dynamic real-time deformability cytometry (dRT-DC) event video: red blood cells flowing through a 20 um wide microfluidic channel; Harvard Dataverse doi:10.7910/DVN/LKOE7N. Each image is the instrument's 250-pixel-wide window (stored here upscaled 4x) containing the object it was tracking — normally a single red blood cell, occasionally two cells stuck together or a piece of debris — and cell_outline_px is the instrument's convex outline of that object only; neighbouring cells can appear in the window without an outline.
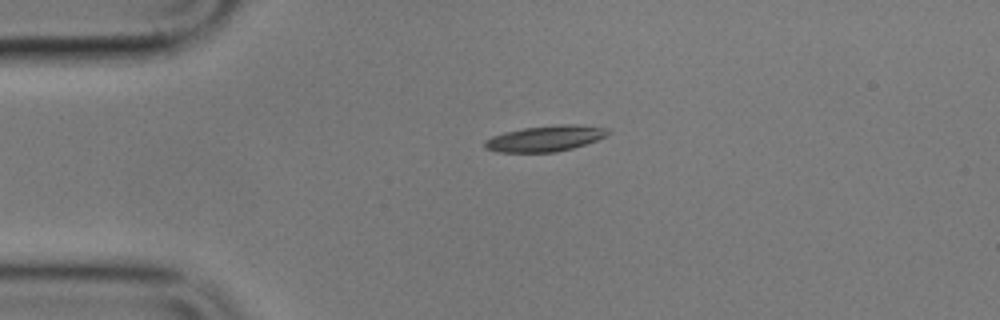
{"species": "common noctule bat (a hibernating species)", "species_latin": "Nyctalus noctula", "temperature_condition": "cold", "stored_images_in_passage": 1, "camera_frame_rate_fps": 3000, "um_per_image_px": 0.085, "animal": {"sex": "male", "body_mass_g": 17.9}, "frame": {"image": 1, "passage_image": 1, "time_ms": 0.0, "image_size_px": [1000, 320], "cell_outline_px": [[612, 132], [608, 136], [572, 148], [556, 152], [496, 152], [484, 148], [484, 140], [492, 136], [504, 132], [524, 128], [556, 124], [572, 124], [608, 128]], "centroid_in_image_um": [46.35, 11.76], "position_along_channel_um": 38.7, "area_um2": 18.67}}